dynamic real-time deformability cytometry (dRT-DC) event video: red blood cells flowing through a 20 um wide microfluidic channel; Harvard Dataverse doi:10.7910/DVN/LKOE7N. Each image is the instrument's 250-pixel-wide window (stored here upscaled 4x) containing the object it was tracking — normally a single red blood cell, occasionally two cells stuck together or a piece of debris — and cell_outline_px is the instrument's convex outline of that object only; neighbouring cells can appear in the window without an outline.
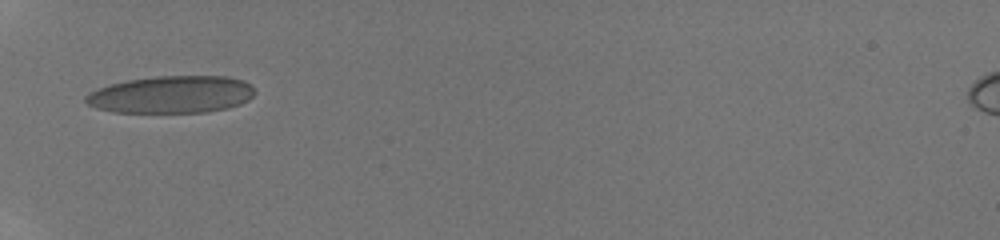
{"species": "human", "species_latin": "Homo sapiens", "temperature_condition": "room temperature", "stored_images_in_passage": 32, "camera_frame_rate_fps": 3000, "um_per_image_px": 0.085, "donor": {"sex": "male"}, "frame": {"image": 1, "passage_image": 1, "time_ms": 0.0, "image_size_px": [1000, 240], "cell_outline_px": [[256, 92], [248, 100], [240, 104], [228, 108], [208, 112], [112, 112], [96, 108], [88, 104], [84, 100], [84, 96], [100, 88], [112, 84], [128, 80], [156, 76], [228, 76], [244, 80], [252, 84], [256, 88]], "centroid_in_image_um": [14.64, 8.03], "position_along_channel_um": 70.4, "area_um2": 36.88}}
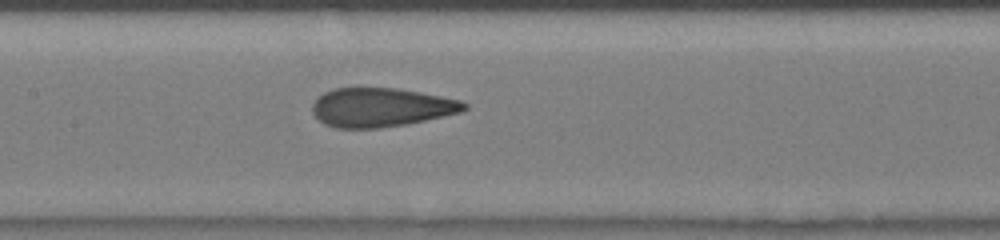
{"frame": {"image": 2, "passage_image": 9, "time_ms": 2.667, "image_size_px": [1000, 240], "cell_outline_px": [[468, 108], [460, 112], [408, 124], [380, 128], [336, 128], [324, 124], [312, 112], [312, 104], [324, 92], [336, 88], [356, 84], [396, 88], [420, 92], [460, 100], [468, 104]], "centroid_in_image_um": [32.35, 9.09], "position_along_channel_um": 175.1, "area_um2": 35.2}}
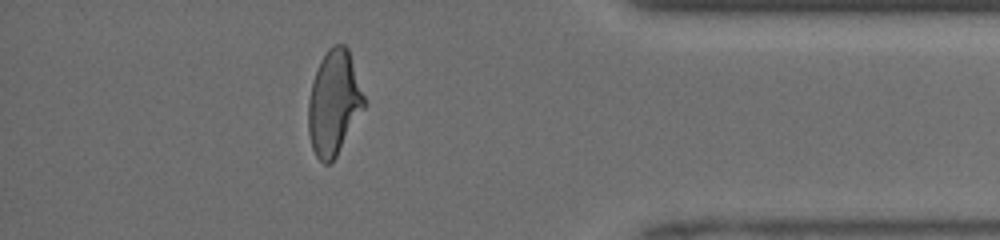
{"frame": {"image": 3, "passage_image": 27, "time_ms": 8.667, "image_size_px": [1000, 240], "cell_outline_px": [[364, 108], [336, 156], [328, 164], [324, 164], [316, 156], [312, 148], [308, 132], [308, 100], [312, 84], [320, 60], [328, 48], [332, 44], [344, 44], [348, 48], [364, 96]], "centroid_in_image_um": [28.36, 8.73], "position_along_channel_um": 406.8, "area_um2": 33.64}, "authors_computed_cell_mechanics": {"area_um2": 34.6511, "velocity_mm_per_s": 4.2212, "shape_relaxation_time_tau1_ms": 4.8851, "shape_relaxation_time_tau2_ms": 0.9201, "deformation_change_tau1": 0.1822, "deformation_change_tau2": 0.0725}}